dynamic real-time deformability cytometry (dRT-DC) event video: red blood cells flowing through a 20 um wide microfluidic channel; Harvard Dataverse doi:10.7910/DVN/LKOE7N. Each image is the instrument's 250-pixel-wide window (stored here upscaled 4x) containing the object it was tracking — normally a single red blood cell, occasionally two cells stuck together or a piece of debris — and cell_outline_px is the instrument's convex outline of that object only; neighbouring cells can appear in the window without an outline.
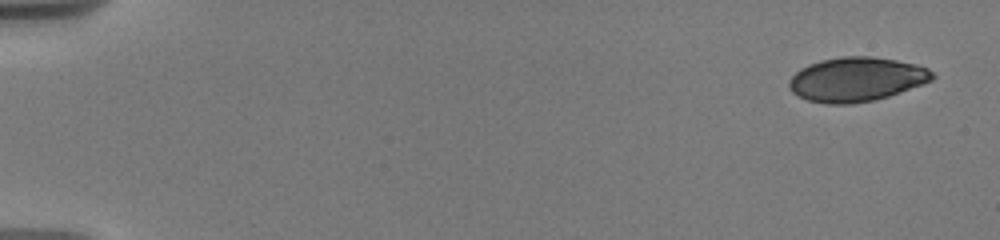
{"species": "human", "species_latin": "Homo sapiens", "temperature_condition": "warm", "stored_images_in_passage": 8, "camera_frame_rate_fps": 3000, "um_per_image_px": 0.085, "donor": {"sex": "male"}, "frame": {"image": 1, "passage_image": 1, "time_ms": 0.0, "image_size_px": [1000, 240], "cell_outline_px": [[936, 76], [932, 80], [888, 96], [876, 100], [848, 104], [828, 104], [808, 100], [792, 92], [788, 84], [788, 80], [800, 68], [808, 64], [820, 60], [844, 56], [868, 56], [896, 60], [928, 68]], "centroid_in_image_um": [72.76, 6.74], "position_along_channel_um": 12.2, "area_um2": 36.7}}
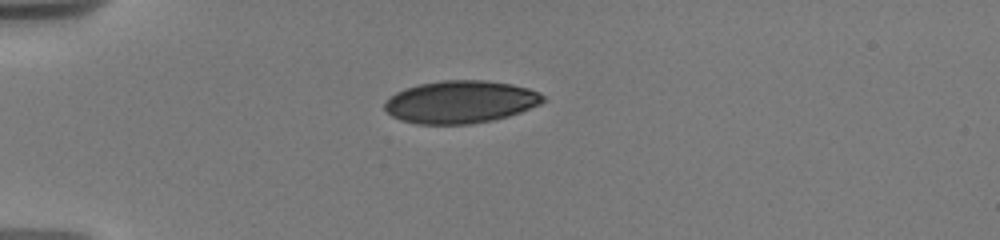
{"frame": {"image": 2, "passage_image": 6, "time_ms": 4.333, "image_size_px": [1000, 240], "cell_outline_px": [[544, 100], [540, 104], [520, 112], [508, 116], [492, 120], [472, 124], [416, 124], [400, 120], [392, 116], [384, 108], [384, 104], [396, 92], [404, 88], [420, 84], [444, 80], [484, 80], [512, 84], [528, 88], [540, 92], [544, 96]], "centroid_in_image_um": [39.15, 8.66], "position_along_channel_um": 45.9, "area_um2": 39.25}}
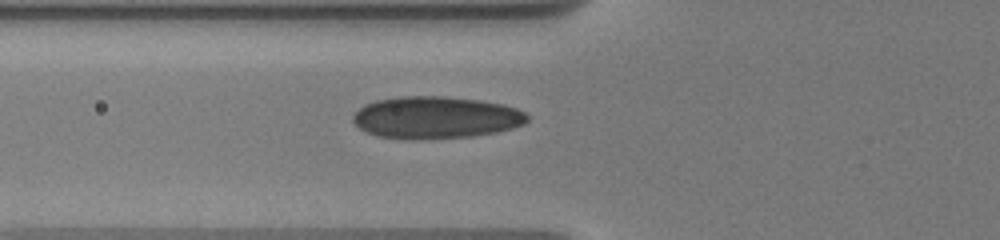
{"frame": {"image": 3, "passage_image": 8, "time_ms": 6.333, "image_size_px": [1000, 240], "cell_outline_px": [[528, 120], [524, 124], [512, 128], [496, 132], [472, 136], [420, 140], [408, 140], [380, 136], [368, 132], [360, 128], [352, 120], [352, 116], [364, 104], [376, 100], [400, 96], [444, 96], [480, 100], [504, 104], [516, 108], [524, 112], [528, 116]], "centroid_in_image_um": [37.05, 9.99], "position_along_channel_um": 88.8, "area_um2": 43.0}}